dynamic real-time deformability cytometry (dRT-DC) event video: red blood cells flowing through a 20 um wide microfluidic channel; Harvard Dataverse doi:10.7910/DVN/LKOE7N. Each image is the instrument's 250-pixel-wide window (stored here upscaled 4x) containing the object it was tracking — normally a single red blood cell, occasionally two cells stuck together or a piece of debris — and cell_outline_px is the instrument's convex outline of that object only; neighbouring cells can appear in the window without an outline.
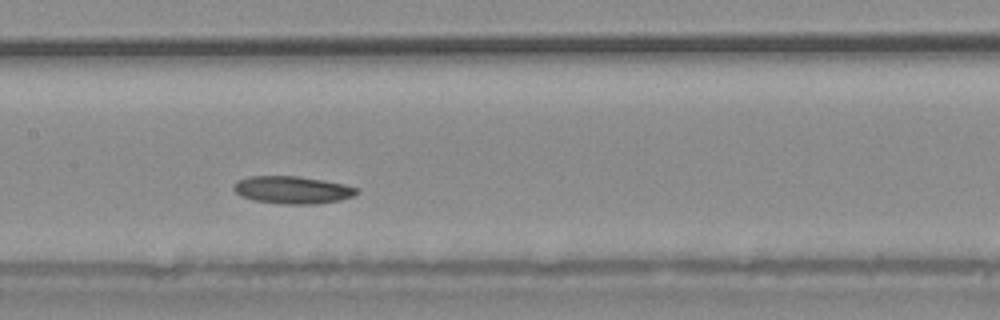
{"species": "common noctule bat (a hibernating species)", "species_latin": "Nyctalus noctula", "temperature_condition": "warm", "stored_images_in_passage": 29, "camera_frame_rate_fps": 3000, "um_per_image_px": 0.085, "animal": {"sex": "male", "body_mass_g": 20.4}, "frame": {"image": 1, "passage_image": 13, "time_ms": 4.0, "image_size_px": [1000, 320], "cell_outline_px": [[360, 192], [352, 196], [340, 200], [316, 204], [284, 204], [252, 200], [240, 196], [232, 188], [232, 184], [236, 180], [248, 176], [296, 176], [344, 184], [356, 188]], "centroid_in_image_um": [24.79, 16.14], "position_along_channel_um": 182.6, "area_um2": 19.77}}